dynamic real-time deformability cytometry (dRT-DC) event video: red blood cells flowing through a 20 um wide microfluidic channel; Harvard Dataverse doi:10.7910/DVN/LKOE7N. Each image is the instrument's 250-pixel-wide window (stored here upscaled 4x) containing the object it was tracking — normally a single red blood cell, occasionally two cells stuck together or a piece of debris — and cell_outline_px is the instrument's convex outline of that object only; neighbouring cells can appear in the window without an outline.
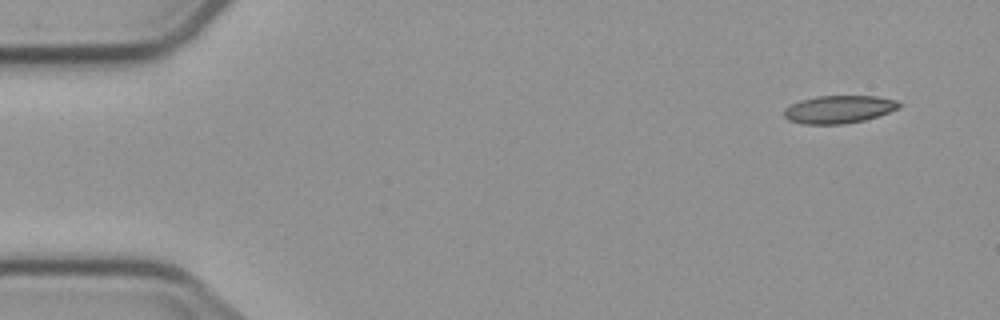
{"species": "common noctule bat (a hibernating species)", "species_latin": "Nyctalus noctula", "temperature_condition": "cold", "stored_images_in_passage": 5, "segment_of_instrument_passage": [1, 2], "camera_frame_rate_fps": 3000, "um_per_image_px": 0.085, "animal": {"sex": "male", "body_mass_g": 23.1, "forearm_length_mm": 52.7}, "frame": {"image": 1, "passage_image": 1, "time_ms": 0.0, "image_size_px": [1000, 320], "cell_outline_px": [[904, 104], [900, 108], [864, 120], [844, 124], [804, 124], [788, 120], [784, 116], [784, 108], [800, 100], [816, 96], [876, 96], [896, 100]], "centroid_in_image_um": [71.31, 9.29], "position_along_channel_um": 13.7, "area_um2": 18.67}}